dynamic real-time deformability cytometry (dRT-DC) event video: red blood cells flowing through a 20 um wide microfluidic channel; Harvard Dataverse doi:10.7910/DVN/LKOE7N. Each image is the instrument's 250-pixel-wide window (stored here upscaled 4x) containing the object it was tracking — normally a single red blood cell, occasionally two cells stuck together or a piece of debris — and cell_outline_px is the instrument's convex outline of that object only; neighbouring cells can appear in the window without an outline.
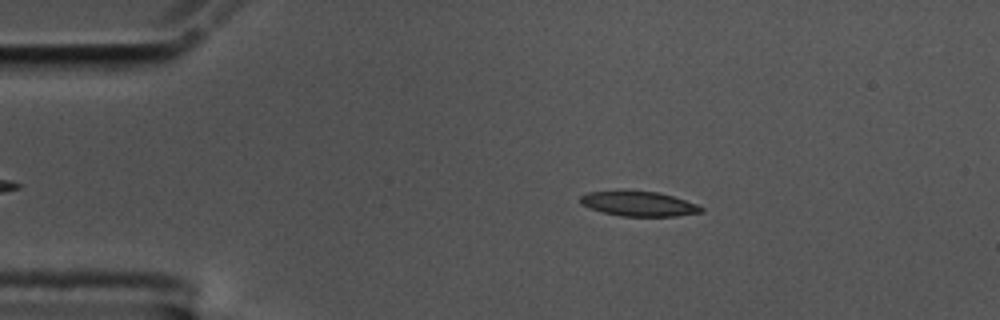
{"species": "common noctule bat (a hibernating species)", "species_latin": "Nyctalus noctula", "temperature_condition": "cold", "stored_images_in_passage": 46, "camera_frame_rate_fps": 3000, "um_per_image_px": 0.085, "animal": {"sex": "male", "body_mass_g": 17.5, "forearm_length_mm": 52.3}, "frame": {"image": 1, "passage_image": 8, "time_ms": 2.333, "image_size_px": [1000, 320], "cell_outline_px": [[704, 212], [676, 216], [620, 216], [604, 212], [580, 204], [580, 196], [588, 192], [660, 192], [696, 204], [704, 208]], "centroid_in_image_um": [54.33, 17.34], "position_along_channel_um": 30.7, "area_um2": 16.99}}
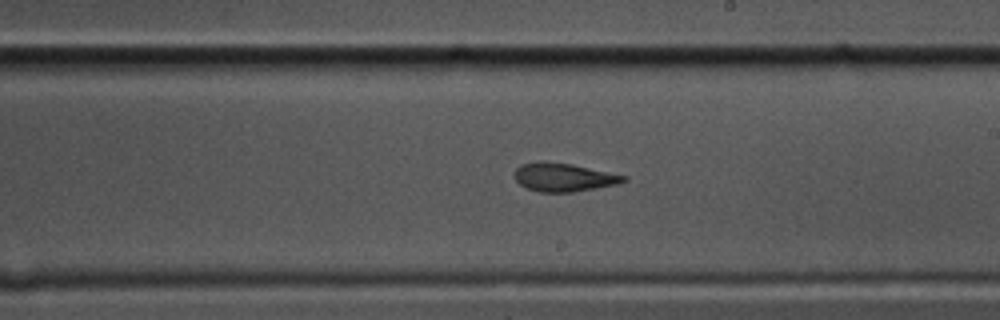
{"frame": {"image": 2, "passage_image": 30, "time_ms": 9.667, "image_size_px": [1000, 320], "cell_outline_px": [[628, 180], [616, 184], [572, 192], [540, 192], [524, 188], [516, 180], [516, 168], [520, 164], [536, 160], [544, 160], [572, 164], [628, 176]], "centroid_in_image_um": [47.88, 15.05], "position_along_channel_um": 241.1, "area_um2": 18.21}}
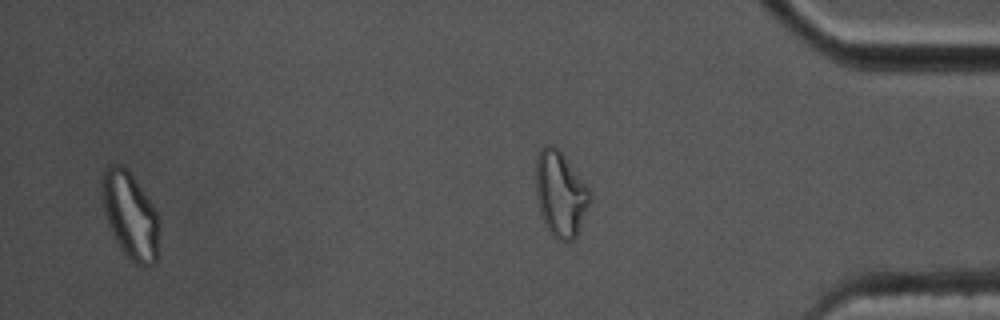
{"frame": {"image": 3, "passage_image": 44, "time_ms": 14.333, "image_size_px": [1000, 320], "cell_outline_px": [[160, 228], [156, 264], [148, 268], [144, 268], [128, 260], [120, 248], [112, 232], [104, 208], [104, 172], [108, 164], [120, 164], [132, 176], [156, 208], [160, 220]], "centroid_in_image_um": [11.16, 18.42], "position_along_channel_um": 424.0, "area_um2": 28.73}, "authors_computed_cell_mechanics": {"area_um2": 18.0625, "velocity_mm_per_s": 3.521, "shape_relaxation_time_tau1_ms": 7.6906, "shape_relaxation_time_tau2_ms": 2.7765, "deformation_change_tau1": 0.237, "deformation_change_tau2": 0.0845}}